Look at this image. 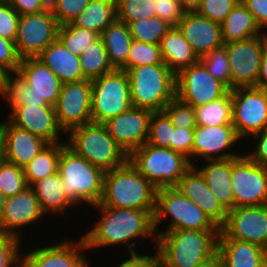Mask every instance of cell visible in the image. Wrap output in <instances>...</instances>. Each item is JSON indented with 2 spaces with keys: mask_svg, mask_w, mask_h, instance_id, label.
<instances>
[{
  "mask_svg": "<svg viewBox=\"0 0 267 267\" xmlns=\"http://www.w3.org/2000/svg\"><path fill=\"white\" fill-rule=\"evenodd\" d=\"M116 19V0H90L73 24L101 35Z\"/></svg>",
  "mask_w": 267,
  "mask_h": 267,
  "instance_id": "d6a6232c",
  "label": "cell"
},
{
  "mask_svg": "<svg viewBox=\"0 0 267 267\" xmlns=\"http://www.w3.org/2000/svg\"><path fill=\"white\" fill-rule=\"evenodd\" d=\"M247 140L253 141L254 145L251 144V146L254 147H252L253 148L252 150H250V148L247 147L248 149L243 150L244 154L251 161L262 166H267V127L260 132L252 134Z\"/></svg>",
  "mask_w": 267,
  "mask_h": 267,
  "instance_id": "db71d44e",
  "label": "cell"
},
{
  "mask_svg": "<svg viewBox=\"0 0 267 267\" xmlns=\"http://www.w3.org/2000/svg\"><path fill=\"white\" fill-rule=\"evenodd\" d=\"M5 76L6 73L2 69H0V96L2 95V92L4 90Z\"/></svg>",
  "mask_w": 267,
  "mask_h": 267,
  "instance_id": "e7e4bbea",
  "label": "cell"
},
{
  "mask_svg": "<svg viewBox=\"0 0 267 267\" xmlns=\"http://www.w3.org/2000/svg\"><path fill=\"white\" fill-rule=\"evenodd\" d=\"M220 230H172L157 234V267H194L217 253Z\"/></svg>",
  "mask_w": 267,
  "mask_h": 267,
  "instance_id": "7a4b0ae2",
  "label": "cell"
},
{
  "mask_svg": "<svg viewBox=\"0 0 267 267\" xmlns=\"http://www.w3.org/2000/svg\"><path fill=\"white\" fill-rule=\"evenodd\" d=\"M240 1L252 13L260 29L263 32H267V0H240Z\"/></svg>",
  "mask_w": 267,
  "mask_h": 267,
  "instance_id": "11a10c76",
  "label": "cell"
},
{
  "mask_svg": "<svg viewBox=\"0 0 267 267\" xmlns=\"http://www.w3.org/2000/svg\"><path fill=\"white\" fill-rule=\"evenodd\" d=\"M229 91L200 61L176 75V97L193 108L218 100Z\"/></svg>",
  "mask_w": 267,
  "mask_h": 267,
  "instance_id": "5bb4252c",
  "label": "cell"
},
{
  "mask_svg": "<svg viewBox=\"0 0 267 267\" xmlns=\"http://www.w3.org/2000/svg\"><path fill=\"white\" fill-rule=\"evenodd\" d=\"M181 6L186 11H195L200 4L201 0H179Z\"/></svg>",
  "mask_w": 267,
  "mask_h": 267,
  "instance_id": "94428289",
  "label": "cell"
},
{
  "mask_svg": "<svg viewBox=\"0 0 267 267\" xmlns=\"http://www.w3.org/2000/svg\"><path fill=\"white\" fill-rule=\"evenodd\" d=\"M91 98V80L62 84L54 108L58 125L65 134L73 128L92 122Z\"/></svg>",
  "mask_w": 267,
  "mask_h": 267,
  "instance_id": "e0dca14e",
  "label": "cell"
},
{
  "mask_svg": "<svg viewBox=\"0 0 267 267\" xmlns=\"http://www.w3.org/2000/svg\"><path fill=\"white\" fill-rule=\"evenodd\" d=\"M196 124L200 126L232 125V99L224 97L194 108Z\"/></svg>",
  "mask_w": 267,
  "mask_h": 267,
  "instance_id": "8d00e7d4",
  "label": "cell"
},
{
  "mask_svg": "<svg viewBox=\"0 0 267 267\" xmlns=\"http://www.w3.org/2000/svg\"><path fill=\"white\" fill-rule=\"evenodd\" d=\"M66 144L77 155L104 172L128 162L129 155L109 135L103 123H88L71 129L65 136Z\"/></svg>",
  "mask_w": 267,
  "mask_h": 267,
  "instance_id": "5b68a950",
  "label": "cell"
},
{
  "mask_svg": "<svg viewBox=\"0 0 267 267\" xmlns=\"http://www.w3.org/2000/svg\"><path fill=\"white\" fill-rule=\"evenodd\" d=\"M242 141L233 125H197L193 136L192 166L198 164L199 160H225L242 156L244 152L235 150L237 146L239 148V143L243 144Z\"/></svg>",
  "mask_w": 267,
  "mask_h": 267,
  "instance_id": "4fadbf2b",
  "label": "cell"
},
{
  "mask_svg": "<svg viewBox=\"0 0 267 267\" xmlns=\"http://www.w3.org/2000/svg\"><path fill=\"white\" fill-rule=\"evenodd\" d=\"M116 264L114 267H157L152 258L139 261H122L119 264L116 262Z\"/></svg>",
  "mask_w": 267,
  "mask_h": 267,
  "instance_id": "680465c9",
  "label": "cell"
},
{
  "mask_svg": "<svg viewBox=\"0 0 267 267\" xmlns=\"http://www.w3.org/2000/svg\"><path fill=\"white\" fill-rule=\"evenodd\" d=\"M178 27L198 58L224 45L222 25L195 11H186Z\"/></svg>",
  "mask_w": 267,
  "mask_h": 267,
  "instance_id": "603a6c76",
  "label": "cell"
},
{
  "mask_svg": "<svg viewBox=\"0 0 267 267\" xmlns=\"http://www.w3.org/2000/svg\"><path fill=\"white\" fill-rule=\"evenodd\" d=\"M217 253L222 267H267V250L230 237H218Z\"/></svg>",
  "mask_w": 267,
  "mask_h": 267,
  "instance_id": "484cf974",
  "label": "cell"
},
{
  "mask_svg": "<svg viewBox=\"0 0 267 267\" xmlns=\"http://www.w3.org/2000/svg\"><path fill=\"white\" fill-rule=\"evenodd\" d=\"M84 78L94 80L115 69L110 64L103 40L99 37L79 56Z\"/></svg>",
  "mask_w": 267,
  "mask_h": 267,
  "instance_id": "d590c367",
  "label": "cell"
},
{
  "mask_svg": "<svg viewBox=\"0 0 267 267\" xmlns=\"http://www.w3.org/2000/svg\"><path fill=\"white\" fill-rule=\"evenodd\" d=\"M66 145V142L48 144L23 168L29 186L44 177L58 172L60 153Z\"/></svg>",
  "mask_w": 267,
  "mask_h": 267,
  "instance_id": "e575fe53",
  "label": "cell"
},
{
  "mask_svg": "<svg viewBox=\"0 0 267 267\" xmlns=\"http://www.w3.org/2000/svg\"><path fill=\"white\" fill-rule=\"evenodd\" d=\"M1 99L8 104L10 113L16 106H51L45 99H41L17 73L6 74L4 90Z\"/></svg>",
  "mask_w": 267,
  "mask_h": 267,
  "instance_id": "836d02e7",
  "label": "cell"
},
{
  "mask_svg": "<svg viewBox=\"0 0 267 267\" xmlns=\"http://www.w3.org/2000/svg\"><path fill=\"white\" fill-rule=\"evenodd\" d=\"M162 111L168 116L174 127L187 129L197 126L194 108L177 97L172 99Z\"/></svg>",
  "mask_w": 267,
  "mask_h": 267,
  "instance_id": "f6af8a7d",
  "label": "cell"
},
{
  "mask_svg": "<svg viewBox=\"0 0 267 267\" xmlns=\"http://www.w3.org/2000/svg\"><path fill=\"white\" fill-rule=\"evenodd\" d=\"M231 186L234 208L267 204V166L251 161L245 154L232 158Z\"/></svg>",
  "mask_w": 267,
  "mask_h": 267,
  "instance_id": "8fae6325",
  "label": "cell"
},
{
  "mask_svg": "<svg viewBox=\"0 0 267 267\" xmlns=\"http://www.w3.org/2000/svg\"><path fill=\"white\" fill-rule=\"evenodd\" d=\"M17 74L41 99H45L51 106L56 105L62 82L40 59L37 57L21 59Z\"/></svg>",
  "mask_w": 267,
  "mask_h": 267,
  "instance_id": "d4e9b609",
  "label": "cell"
},
{
  "mask_svg": "<svg viewBox=\"0 0 267 267\" xmlns=\"http://www.w3.org/2000/svg\"><path fill=\"white\" fill-rule=\"evenodd\" d=\"M173 130L174 126L163 111L153 112L147 143L160 148H170Z\"/></svg>",
  "mask_w": 267,
  "mask_h": 267,
  "instance_id": "ee69618b",
  "label": "cell"
},
{
  "mask_svg": "<svg viewBox=\"0 0 267 267\" xmlns=\"http://www.w3.org/2000/svg\"><path fill=\"white\" fill-rule=\"evenodd\" d=\"M41 5L45 11H51L57 6L58 0H40Z\"/></svg>",
  "mask_w": 267,
  "mask_h": 267,
  "instance_id": "6125c7cd",
  "label": "cell"
},
{
  "mask_svg": "<svg viewBox=\"0 0 267 267\" xmlns=\"http://www.w3.org/2000/svg\"><path fill=\"white\" fill-rule=\"evenodd\" d=\"M20 62L15 42L0 37V69L6 74L17 73Z\"/></svg>",
  "mask_w": 267,
  "mask_h": 267,
  "instance_id": "816d5d0a",
  "label": "cell"
},
{
  "mask_svg": "<svg viewBox=\"0 0 267 267\" xmlns=\"http://www.w3.org/2000/svg\"><path fill=\"white\" fill-rule=\"evenodd\" d=\"M257 87L267 90V43L263 49L259 75L257 78Z\"/></svg>",
  "mask_w": 267,
  "mask_h": 267,
  "instance_id": "6f0895ef",
  "label": "cell"
},
{
  "mask_svg": "<svg viewBox=\"0 0 267 267\" xmlns=\"http://www.w3.org/2000/svg\"><path fill=\"white\" fill-rule=\"evenodd\" d=\"M165 220L168 221L166 225H169L163 227L164 231H160L161 223L164 224ZM154 227L156 233L172 230H220L194 201L175 187L157 189Z\"/></svg>",
  "mask_w": 267,
  "mask_h": 267,
  "instance_id": "ba28073f",
  "label": "cell"
},
{
  "mask_svg": "<svg viewBox=\"0 0 267 267\" xmlns=\"http://www.w3.org/2000/svg\"><path fill=\"white\" fill-rule=\"evenodd\" d=\"M156 17L162 19L171 27L178 26L186 10L179 0H155Z\"/></svg>",
  "mask_w": 267,
  "mask_h": 267,
  "instance_id": "f907efd6",
  "label": "cell"
},
{
  "mask_svg": "<svg viewBox=\"0 0 267 267\" xmlns=\"http://www.w3.org/2000/svg\"><path fill=\"white\" fill-rule=\"evenodd\" d=\"M6 118L13 125L31 132L48 144L66 142L63 139L66 134L58 125L54 106L19 105Z\"/></svg>",
  "mask_w": 267,
  "mask_h": 267,
  "instance_id": "44dd1931",
  "label": "cell"
},
{
  "mask_svg": "<svg viewBox=\"0 0 267 267\" xmlns=\"http://www.w3.org/2000/svg\"><path fill=\"white\" fill-rule=\"evenodd\" d=\"M126 72L133 107L162 111L176 97V75L166 64L142 65Z\"/></svg>",
  "mask_w": 267,
  "mask_h": 267,
  "instance_id": "8992f818",
  "label": "cell"
},
{
  "mask_svg": "<svg viewBox=\"0 0 267 267\" xmlns=\"http://www.w3.org/2000/svg\"><path fill=\"white\" fill-rule=\"evenodd\" d=\"M159 45L163 62L175 75L199 61L178 26L171 27Z\"/></svg>",
  "mask_w": 267,
  "mask_h": 267,
  "instance_id": "f546056e",
  "label": "cell"
},
{
  "mask_svg": "<svg viewBox=\"0 0 267 267\" xmlns=\"http://www.w3.org/2000/svg\"><path fill=\"white\" fill-rule=\"evenodd\" d=\"M89 2L90 0H58L52 13L60 26L73 23Z\"/></svg>",
  "mask_w": 267,
  "mask_h": 267,
  "instance_id": "681fc988",
  "label": "cell"
},
{
  "mask_svg": "<svg viewBox=\"0 0 267 267\" xmlns=\"http://www.w3.org/2000/svg\"><path fill=\"white\" fill-rule=\"evenodd\" d=\"M194 267H222V262L218 253L205 262L195 265Z\"/></svg>",
  "mask_w": 267,
  "mask_h": 267,
  "instance_id": "91938a15",
  "label": "cell"
},
{
  "mask_svg": "<svg viewBox=\"0 0 267 267\" xmlns=\"http://www.w3.org/2000/svg\"><path fill=\"white\" fill-rule=\"evenodd\" d=\"M175 188L194 201L219 229L225 224L228 211L220 204L194 166L183 175Z\"/></svg>",
  "mask_w": 267,
  "mask_h": 267,
  "instance_id": "cb8c5ba5",
  "label": "cell"
},
{
  "mask_svg": "<svg viewBox=\"0 0 267 267\" xmlns=\"http://www.w3.org/2000/svg\"><path fill=\"white\" fill-rule=\"evenodd\" d=\"M2 158L24 168L48 145L42 138L13 125L7 118L0 121Z\"/></svg>",
  "mask_w": 267,
  "mask_h": 267,
  "instance_id": "7402d4cb",
  "label": "cell"
},
{
  "mask_svg": "<svg viewBox=\"0 0 267 267\" xmlns=\"http://www.w3.org/2000/svg\"><path fill=\"white\" fill-rule=\"evenodd\" d=\"M23 240L0 232V267H20L22 265Z\"/></svg>",
  "mask_w": 267,
  "mask_h": 267,
  "instance_id": "bcb514c9",
  "label": "cell"
},
{
  "mask_svg": "<svg viewBox=\"0 0 267 267\" xmlns=\"http://www.w3.org/2000/svg\"><path fill=\"white\" fill-rule=\"evenodd\" d=\"M91 208L99 211V215L95 216L97 221L94 225L85 230L86 233L82 238L89 251L99 248L116 249V246L125 245L128 250L129 258L123 261H139L153 258V253H141L136 250L135 246L140 243L153 241L154 251L157 244V234L154 227V216L145 210L106 207L95 205ZM99 216V217H98ZM154 236V237H153ZM139 239V240H138ZM151 239V240H150ZM155 242V243H154ZM113 247V248H111ZM110 248V249H109Z\"/></svg>",
  "mask_w": 267,
  "mask_h": 267,
  "instance_id": "6da1fadb",
  "label": "cell"
},
{
  "mask_svg": "<svg viewBox=\"0 0 267 267\" xmlns=\"http://www.w3.org/2000/svg\"><path fill=\"white\" fill-rule=\"evenodd\" d=\"M218 237L247 241L267 250V204L229 210Z\"/></svg>",
  "mask_w": 267,
  "mask_h": 267,
  "instance_id": "ac0fdd59",
  "label": "cell"
},
{
  "mask_svg": "<svg viewBox=\"0 0 267 267\" xmlns=\"http://www.w3.org/2000/svg\"><path fill=\"white\" fill-rule=\"evenodd\" d=\"M152 111L132 107L103 123L109 135L129 155L147 142Z\"/></svg>",
  "mask_w": 267,
  "mask_h": 267,
  "instance_id": "ffe728a7",
  "label": "cell"
},
{
  "mask_svg": "<svg viewBox=\"0 0 267 267\" xmlns=\"http://www.w3.org/2000/svg\"><path fill=\"white\" fill-rule=\"evenodd\" d=\"M128 26L133 40L150 44H160L163 36L171 28L169 24L158 17L134 21Z\"/></svg>",
  "mask_w": 267,
  "mask_h": 267,
  "instance_id": "f35d334b",
  "label": "cell"
},
{
  "mask_svg": "<svg viewBox=\"0 0 267 267\" xmlns=\"http://www.w3.org/2000/svg\"><path fill=\"white\" fill-rule=\"evenodd\" d=\"M17 13L22 16L26 14H37L45 11L40 0H5Z\"/></svg>",
  "mask_w": 267,
  "mask_h": 267,
  "instance_id": "9f6ffc18",
  "label": "cell"
},
{
  "mask_svg": "<svg viewBox=\"0 0 267 267\" xmlns=\"http://www.w3.org/2000/svg\"><path fill=\"white\" fill-rule=\"evenodd\" d=\"M221 25L224 44L245 40L265 33L256 23L252 13L241 1L231 10Z\"/></svg>",
  "mask_w": 267,
  "mask_h": 267,
  "instance_id": "4dcf8cb0",
  "label": "cell"
},
{
  "mask_svg": "<svg viewBox=\"0 0 267 267\" xmlns=\"http://www.w3.org/2000/svg\"><path fill=\"white\" fill-rule=\"evenodd\" d=\"M194 128H177L172 131L170 149L187 157L192 165Z\"/></svg>",
  "mask_w": 267,
  "mask_h": 267,
  "instance_id": "f5cc1de1",
  "label": "cell"
},
{
  "mask_svg": "<svg viewBox=\"0 0 267 267\" xmlns=\"http://www.w3.org/2000/svg\"><path fill=\"white\" fill-rule=\"evenodd\" d=\"M44 217L48 216L42 210L35 192L29 186L24 191L6 198L0 222V232L23 240L25 237L22 228L27 229V226L32 228L35 223L45 221Z\"/></svg>",
  "mask_w": 267,
  "mask_h": 267,
  "instance_id": "d6986e66",
  "label": "cell"
},
{
  "mask_svg": "<svg viewBox=\"0 0 267 267\" xmlns=\"http://www.w3.org/2000/svg\"><path fill=\"white\" fill-rule=\"evenodd\" d=\"M59 26L51 11L20 16L15 39L18 56L21 59L38 57L58 38Z\"/></svg>",
  "mask_w": 267,
  "mask_h": 267,
  "instance_id": "2e32d148",
  "label": "cell"
},
{
  "mask_svg": "<svg viewBox=\"0 0 267 267\" xmlns=\"http://www.w3.org/2000/svg\"><path fill=\"white\" fill-rule=\"evenodd\" d=\"M2 159V145H1V142H0V160Z\"/></svg>",
  "mask_w": 267,
  "mask_h": 267,
  "instance_id": "03108f58",
  "label": "cell"
},
{
  "mask_svg": "<svg viewBox=\"0 0 267 267\" xmlns=\"http://www.w3.org/2000/svg\"><path fill=\"white\" fill-rule=\"evenodd\" d=\"M240 0H201L195 10L201 16L222 24Z\"/></svg>",
  "mask_w": 267,
  "mask_h": 267,
  "instance_id": "7dc6e473",
  "label": "cell"
},
{
  "mask_svg": "<svg viewBox=\"0 0 267 267\" xmlns=\"http://www.w3.org/2000/svg\"><path fill=\"white\" fill-rule=\"evenodd\" d=\"M232 99V125L246 141L267 127V90L255 86L235 87Z\"/></svg>",
  "mask_w": 267,
  "mask_h": 267,
  "instance_id": "30bf717a",
  "label": "cell"
},
{
  "mask_svg": "<svg viewBox=\"0 0 267 267\" xmlns=\"http://www.w3.org/2000/svg\"><path fill=\"white\" fill-rule=\"evenodd\" d=\"M6 197L4 193L0 190V222L4 211V205H5Z\"/></svg>",
  "mask_w": 267,
  "mask_h": 267,
  "instance_id": "be15d7a7",
  "label": "cell"
},
{
  "mask_svg": "<svg viewBox=\"0 0 267 267\" xmlns=\"http://www.w3.org/2000/svg\"><path fill=\"white\" fill-rule=\"evenodd\" d=\"M58 173L66 196L76 206L99 204L105 173L101 168L92 165L66 145L60 153Z\"/></svg>",
  "mask_w": 267,
  "mask_h": 267,
  "instance_id": "277c9868",
  "label": "cell"
},
{
  "mask_svg": "<svg viewBox=\"0 0 267 267\" xmlns=\"http://www.w3.org/2000/svg\"><path fill=\"white\" fill-rule=\"evenodd\" d=\"M156 194L157 189L128 161L104 173L103 193L98 205L140 209L154 216Z\"/></svg>",
  "mask_w": 267,
  "mask_h": 267,
  "instance_id": "3957f363",
  "label": "cell"
},
{
  "mask_svg": "<svg viewBox=\"0 0 267 267\" xmlns=\"http://www.w3.org/2000/svg\"><path fill=\"white\" fill-rule=\"evenodd\" d=\"M203 162V163H202ZM193 165L204 177L212 193L227 210L234 208L231 186L232 158L225 160H206ZM206 163V164H205Z\"/></svg>",
  "mask_w": 267,
  "mask_h": 267,
  "instance_id": "83f0119b",
  "label": "cell"
},
{
  "mask_svg": "<svg viewBox=\"0 0 267 267\" xmlns=\"http://www.w3.org/2000/svg\"><path fill=\"white\" fill-rule=\"evenodd\" d=\"M165 64L160 45L133 40L130 46L127 63L120 69L126 71L142 65Z\"/></svg>",
  "mask_w": 267,
  "mask_h": 267,
  "instance_id": "ab89813d",
  "label": "cell"
},
{
  "mask_svg": "<svg viewBox=\"0 0 267 267\" xmlns=\"http://www.w3.org/2000/svg\"><path fill=\"white\" fill-rule=\"evenodd\" d=\"M20 15L5 0H0V37L14 41Z\"/></svg>",
  "mask_w": 267,
  "mask_h": 267,
  "instance_id": "c3c4849f",
  "label": "cell"
},
{
  "mask_svg": "<svg viewBox=\"0 0 267 267\" xmlns=\"http://www.w3.org/2000/svg\"><path fill=\"white\" fill-rule=\"evenodd\" d=\"M99 37L96 32L80 28L73 23L59 26L58 29V39L77 56H80Z\"/></svg>",
  "mask_w": 267,
  "mask_h": 267,
  "instance_id": "74e56055",
  "label": "cell"
},
{
  "mask_svg": "<svg viewBox=\"0 0 267 267\" xmlns=\"http://www.w3.org/2000/svg\"><path fill=\"white\" fill-rule=\"evenodd\" d=\"M28 187L23 168L2 158L0 160V190L5 197L14 196Z\"/></svg>",
  "mask_w": 267,
  "mask_h": 267,
  "instance_id": "b9f144b4",
  "label": "cell"
},
{
  "mask_svg": "<svg viewBox=\"0 0 267 267\" xmlns=\"http://www.w3.org/2000/svg\"><path fill=\"white\" fill-rule=\"evenodd\" d=\"M199 61L213 77L220 80L231 90V72L225 45L210 51L199 58Z\"/></svg>",
  "mask_w": 267,
  "mask_h": 267,
  "instance_id": "7bdbcfd3",
  "label": "cell"
},
{
  "mask_svg": "<svg viewBox=\"0 0 267 267\" xmlns=\"http://www.w3.org/2000/svg\"><path fill=\"white\" fill-rule=\"evenodd\" d=\"M110 64L120 70L126 63L133 38L129 26L119 20L112 22L100 35Z\"/></svg>",
  "mask_w": 267,
  "mask_h": 267,
  "instance_id": "1f68e13d",
  "label": "cell"
},
{
  "mask_svg": "<svg viewBox=\"0 0 267 267\" xmlns=\"http://www.w3.org/2000/svg\"><path fill=\"white\" fill-rule=\"evenodd\" d=\"M91 119L93 123H105L133 107L130 81L126 71L117 70L91 81Z\"/></svg>",
  "mask_w": 267,
  "mask_h": 267,
  "instance_id": "9c48e42d",
  "label": "cell"
},
{
  "mask_svg": "<svg viewBox=\"0 0 267 267\" xmlns=\"http://www.w3.org/2000/svg\"><path fill=\"white\" fill-rule=\"evenodd\" d=\"M64 238L51 245L30 247L28 252L22 253L24 267H91L88 252L83 238Z\"/></svg>",
  "mask_w": 267,
  "mask_h": 267,
  "instance_id": "7c38bea8",
  "label": "cell"
},
{
  "mask_svg": "<svg viewBox=\"0 0 267 267\" xmlns=\"http://www.w3.org/2000/svg\"><path fill=\"white\" fill-rule=\"evenodd\" d=\"M128 161L156 189L175 187L192 166L184 155L147 142L133 150Z\"/></svg>",
  "mask_w": 267,
  "mask_h": 267,
  "instance_id": "52a82bcc",
  "label": "cell"
},
{
  "mask_svg": "<svg viewBox=\"0 0 267 267\" xmlns=\"http://www.w3.org/2000/svg\"><path fill=\"white\" fill-rule=\"evenodd\" d=\"M117 20L129 25L141 19L156 17L155 0H116Z\"/></svg>",
  "mask_w": 267,
  "mask_h": 267,
  "instance_id": "60d3db41",
  "label": "cell"
},
{
  "mask_svg": "<svg viewBox=\"0 0 267 267\" xmlns=\"http://www.w3.org/2000/svg\"><path fill=\"white\" fill-rule=\"evenodd\" d=\"M62 82H78L85 80L80 66V57L69 51L57 38L50 43L37 57Z\"/></svg>",
  "mask_w": 267,
  "mask_h": 267,
  "instance_id": "4316f807",
  "label": "cell"
},
{
  "mask_svg": "<svg viewBox=\"0 0 267 267\" xmlns=\"http://www.w3.org/2000/svg\"><path fill=\"white\" fill-rule=\"evenodd\" d=\"M267 43L265 33L245 40L224 44L231 72V89L257 87L263 49Z\"/></svg>",
  "mask_w": 267,
  "mask_h": 267,
  "instance_id": "9a60e30c",
  "label": "cell"
},
{
  "mask_svg": "<svg viewBox=\"0 0 267 267\" xmlns=\"http://www.w3.org/2000/svg\"><path fill=\"white\" fill-rule=\"evenodd\" d=\"M30 187L35 192L40 206L48 218H50L49 214L54 217L55 215L64 217L71 208L73 210L76 208L78 211V207L66 196L58 172L34 182Z\"/></svg>",
  "mask_w": 267,
  "mask_h": 267,
  "instance_id": "f1b7e54d",
  "label": "cell"
}]
</instances>
